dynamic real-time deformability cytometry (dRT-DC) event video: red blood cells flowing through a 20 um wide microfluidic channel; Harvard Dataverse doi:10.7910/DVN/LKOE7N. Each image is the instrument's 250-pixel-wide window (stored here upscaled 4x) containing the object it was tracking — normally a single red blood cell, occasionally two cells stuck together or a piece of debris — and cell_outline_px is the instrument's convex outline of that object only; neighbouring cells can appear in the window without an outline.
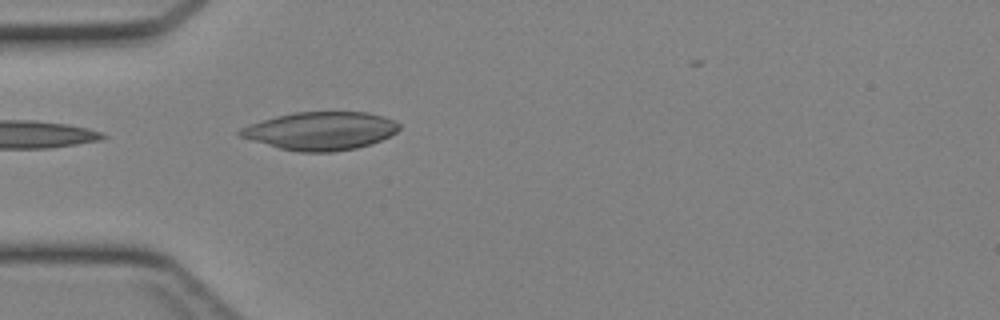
{"species": "Egyptian fruit bat (a non-hibernating species)", "species_latin": "Rousettus aegyptiacus", "temperature_condition": "cold", "stored_images_in_passage": 7, "camera_frame_rate_fps": 3000, "um_per_image_px": 0.085, "animal": {"sex": "female"}, "frame": {"image": 1, "passage_image": 1, "time_ms": 0.0, "image_size_px": [1000, 320], "cell_outline_px": [[400, 128], [396, 132], [372, 144], [356, 148], [332, 152], [300, 152], [280, 148], [236, 136], [236, 132], [240, 128], [276, 116], [296, 112], [368, 112], [384, 116], [400, 124]], "centroid_in_image_um": [27.24, 11.13], "position_along_channel_um": 57.8, "area_um2": 35.26}}